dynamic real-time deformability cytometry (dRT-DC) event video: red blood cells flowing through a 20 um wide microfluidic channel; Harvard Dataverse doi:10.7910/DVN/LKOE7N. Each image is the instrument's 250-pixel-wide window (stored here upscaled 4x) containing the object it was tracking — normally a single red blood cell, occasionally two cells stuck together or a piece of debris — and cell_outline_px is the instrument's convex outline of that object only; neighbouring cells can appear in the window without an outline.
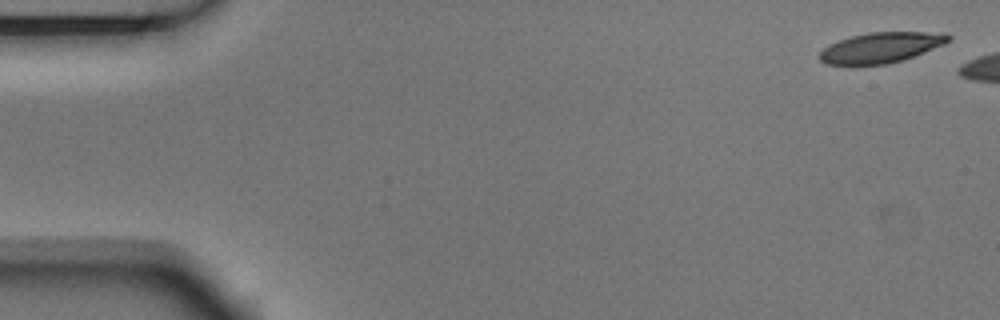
{"species": "Egyptian fruit bat (a non-hibernating species)", "species_latin": "Rousettus aegyptiacus", "temperature_condition": "room temperature", "stored_images_in_passage": 5, "camera_frame_rate_fps": 3000, "um_per_image_px": 0.085, "animal": {"sex": "male"}, "frame": {"image": 1, "passage_image": 1, "time_ms": 0.0, "image_size_px": [1000, 320], "cell_outline_px": [[952, 40], [944, 44], [912, 56], [888, 64], [824, 64], [820, 60], [820, 52], [828, 44], [852, 36], [868, 32], [944, 32], [952, 36]], "centroid_in_image_um": [74.91, 4.02], "position_along_channel_um": 10.1, "area_um2": 22.6}}
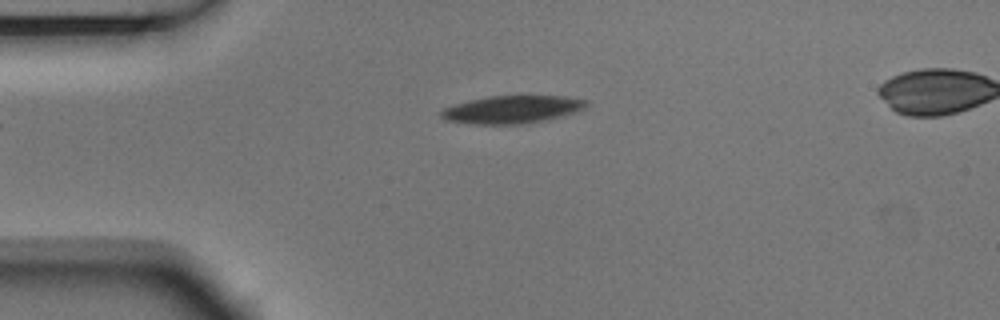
{"frame": {"image": 2, "passage_image": 5, "time_ms": 1.333, "image_size_px": [1000, 320], "cell_outline_px": [[588, 104], [584, 108], [576, 112], [548, 120], [524, 124], [472, 124], [444, 120], [440, 116], [440, 112], [444, 108], [468, 100], [488, 96], [564, 96], [588, 100]], "centroid_in_image_um": [43.53, 9.31], "position_along_channel_um": 41.5, "area_um2": 23.64}}